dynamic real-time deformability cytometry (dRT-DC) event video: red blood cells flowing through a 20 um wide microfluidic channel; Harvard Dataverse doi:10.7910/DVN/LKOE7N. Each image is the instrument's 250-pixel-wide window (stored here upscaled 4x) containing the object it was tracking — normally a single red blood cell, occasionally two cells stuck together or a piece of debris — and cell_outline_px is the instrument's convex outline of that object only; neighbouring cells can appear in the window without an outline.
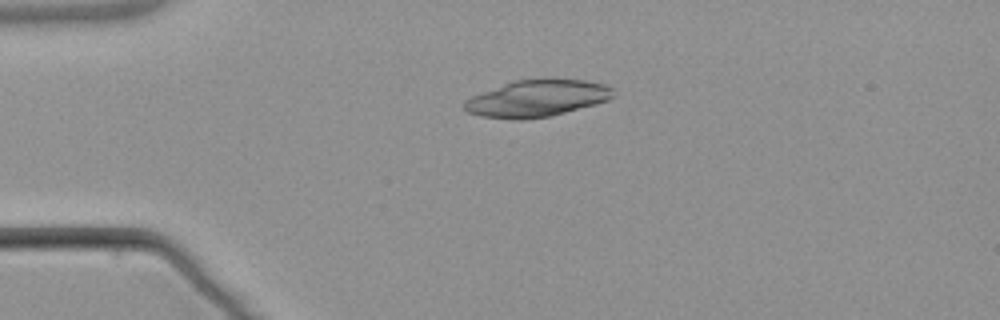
{"species": "common noctule bat (a hibernating species)", "species_latin": "Nyctalus noctula", "temperature_condition": "warm", "stored_images_in_passage": 5, "camera_frame_rate_fps": 3000, "um_per_image_px": 0.085, "animal": {"sex": "male", "body_mass_g": 21.5, "forearm_length_mm": 52.0}, "frame": {"image": 1, "passage_image": 4, "time_ms": 3.667, "image_size_px": [1000, 320], "cell_outline_px": [[612, 96], [608, 100], [596, 104], [548, 116], [520, 120], [512, 120], [480, 116], [468, 112], [464, 108], [464, 100], [472, 96], [512, 80], [544, 76], [588, 80], [604, 84], [612, 88]], "centroid_in_image_um": [45.63, 8.32], "position_along_channel_um": 39.4, "area_um2": 32.6}}